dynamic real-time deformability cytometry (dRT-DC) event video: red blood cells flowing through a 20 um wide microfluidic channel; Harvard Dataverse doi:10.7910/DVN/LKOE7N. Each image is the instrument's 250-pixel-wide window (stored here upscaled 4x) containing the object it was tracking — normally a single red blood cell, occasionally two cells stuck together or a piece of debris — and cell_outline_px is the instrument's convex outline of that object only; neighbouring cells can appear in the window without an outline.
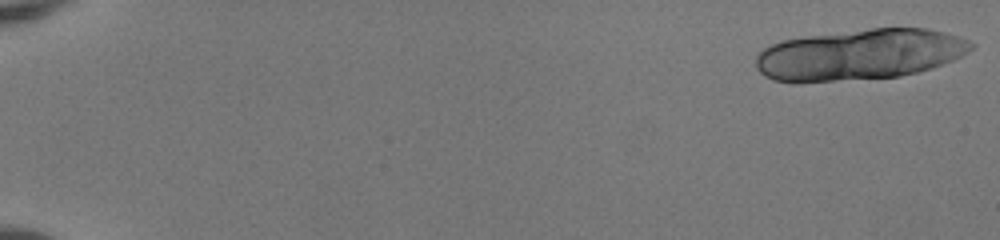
{"species": "human", "species_latin": "Homo sapiens", "temperature_condition": "room temperature", "stored_images_in_passage": 22, "camera_frame_rate_fps": 3000, "um_per_image_px": 0.085, "donor": {"sex": "female"}, "frame": {"image": 1, "passage_image": 1, "time_ms": 0.0, "image_size_px": [1000, 240], "cell_outline_px": [[976, 44], [968, 52], [952, 60], [932, 68], [900, 76], [832, 80], [772, 80], [764, 76], [756, 68], [756, 56], [764, 48], [772, 44], [784, 40], [804, 36], [872, 28], [928, 28], [960, 36]], "centroid_in_image_um": [73.12, 4.6], "position_along_channel_um": 11.9, "area_um2": 62.94}}
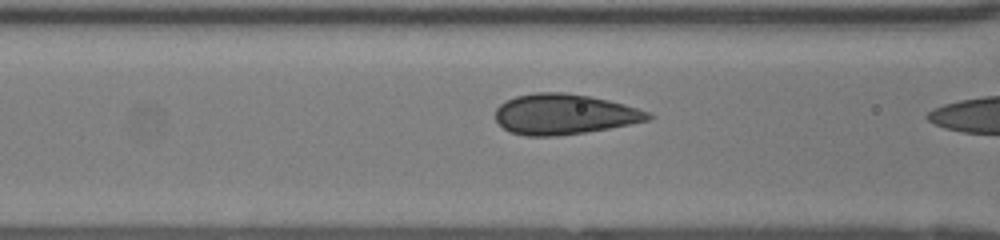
{"frame": {"image": 2, "passage_image": 21, "time_ms": 6.667, "image_size_px": [1000, 240], "cell_outline_px": [[656, 116], [652, 120], [608, 128], [560, 136], [524, 136], [508, 132], [496, 120], [496, 108], [500, 104], [516, 96], [536, 92], [564, 92], [588, 96], [608, 100], [624, 104], [648, 112]], "centroid_in_image_um": [47.96, 9.72], "position_along_channel_um": 118.6, "area_um2": 36.01}}